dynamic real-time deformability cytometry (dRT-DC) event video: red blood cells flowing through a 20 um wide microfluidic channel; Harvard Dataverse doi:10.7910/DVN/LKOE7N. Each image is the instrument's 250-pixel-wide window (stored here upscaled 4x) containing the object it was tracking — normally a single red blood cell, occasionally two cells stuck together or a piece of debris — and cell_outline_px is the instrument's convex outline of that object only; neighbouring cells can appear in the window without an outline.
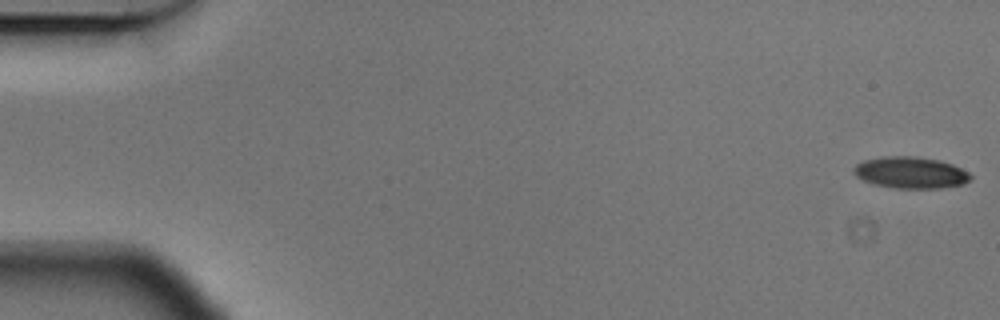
{"species": "Egyptian fruit bat (a non-hibernating species)", "species_latin": "Rousettus aegyptiacus", "temperature_condition": "cold", "stored_images_in_passage": 57, "camera_frame_rate_fps": 3000, "um_per_image_px": 0.085, "animal": {"sex": "male"}, "frame": {"image": 1, "passage_image": 1, "time_ms": 0.0, "image_size_px": [1000, 320], "cell_outline_px": [[972, 176], [964, 184], [940, 188], [896, 188], [876, 184], [864, 180], [856, 176], [852, 168], [856, 164], [864, 160], [884, 156], [916, 156], [940, 160], [952, 164], [968, 172]], "centroid_in_image_um": [77.4, 14.66], "position_along_channel_um": 7.6, "area_um2": 21.39}}
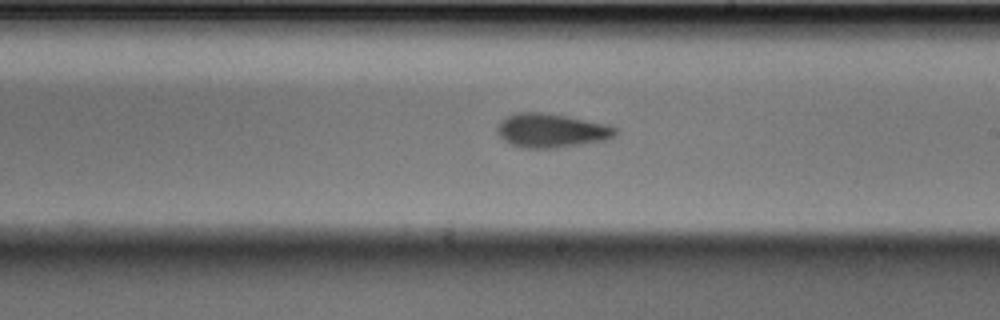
{"frame": {"image": 2, "passage_image": 33, "time_ms": 10.667, "image_size_px": [1000, 320], "cell_outline_px": [[616, 136], [608, 140], [556, 148], [524, 148], [512, 144], [504, 140], [496, 132], [496, 128], [508, 116], [516, 112], [544, 112], [568, 116], [608, 124], [616, 128]], "centroid_in_image_um": [46.91, 11.09], "position_along_channel_um": 242.1, "area_um2": 23.47}}
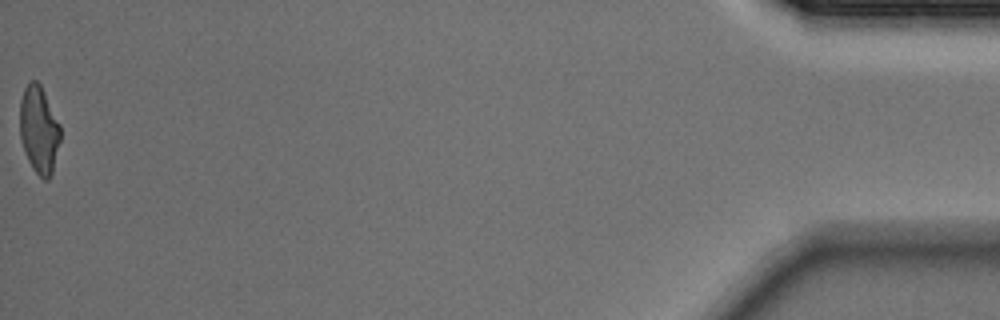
{"frame": {"image": 3, "passage_image": 57, "time_ms": 18.667, "image_size_px": [1000, 320], "cell_outline_px": [[60, 140], [52, 176], [48, 180], [44, 180], [32, 168], [24, 152], [20, 136], [20, 100], [24, 88], [32, 80], [36, 80], [40, 84], [60, 124]], "centroid_in_image_um": [3.32, 11.06], "position_along_channel_um": 431.9, "area_um2": 20.69}, "authors_computed_cell_mechanics": {"area_um2": 22.3108, "velocity_mm_per_s": 3.5555, "shape_relaxation_time_tau1_ms": 3.2959, "shape_relaxation_time_tau2_ms": 3.995, "deformation_change_tau1": 0.1177, "deformation_change_tau2": 0.1149}}